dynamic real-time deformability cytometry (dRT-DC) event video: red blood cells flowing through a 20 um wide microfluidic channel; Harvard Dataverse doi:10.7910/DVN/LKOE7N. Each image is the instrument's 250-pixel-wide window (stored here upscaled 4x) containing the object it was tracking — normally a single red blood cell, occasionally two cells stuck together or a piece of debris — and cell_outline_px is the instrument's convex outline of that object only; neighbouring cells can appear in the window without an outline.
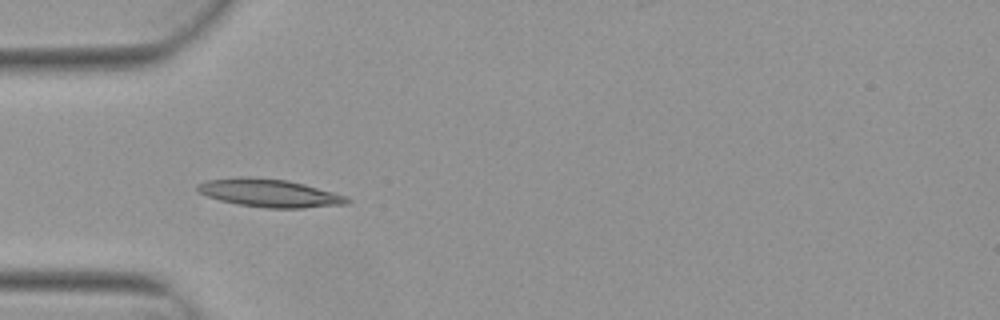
{"species": "Egyptian fruit bat (a non-hibernating species)", "species_latin": "Rousettus aegyptiacus", "temperature_condition": "warm", "stored_images_in_passage": 8, "camera_frame_rate_fps": 3000, "um_per_image_px": 0.085, "animal": {"sex": "female"}, "frame": {"image": 1, "passage_image": 4, "time_ms": 1.0, "image_size_px": [1000, 320], "cell_outline_px": [[352, 200], [348, 204], [304, 208], [264, 208], [240, 204], [220, 200], [208, 196], [200, 192], [196, 188], [196, 184], [204, 180], [236, 176], [248, 176], [288, 180], [304, 184], [348, 196]], "centroid_in_image_um": [22.91, 16.4], "position_along_channel_um": 62.1, "area_um2": 24.68}}
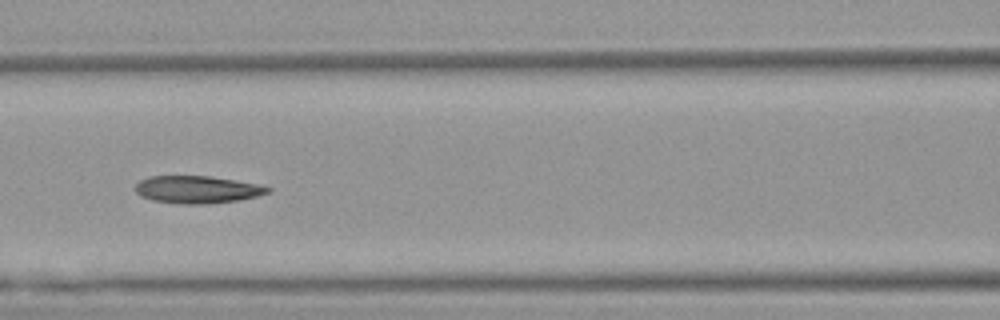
{"frame": {"image": 2, "passage_image": 6, "time_ms": 1.667, "image_size_px": [1000, 320], "cell_outline_px": [[272, 188], [268, 192], [256, 196], [236, 200], [208, 204], [180, 204], [152, 200], [140, 196], [136, 192], [136, 184], [140, 180], [148, 176], [208, 176], [256, 184]], "centroid_in_image_um": [16.7, 16.11], "position_along_channel_um": 149.9, "area_um2": 20.92}}
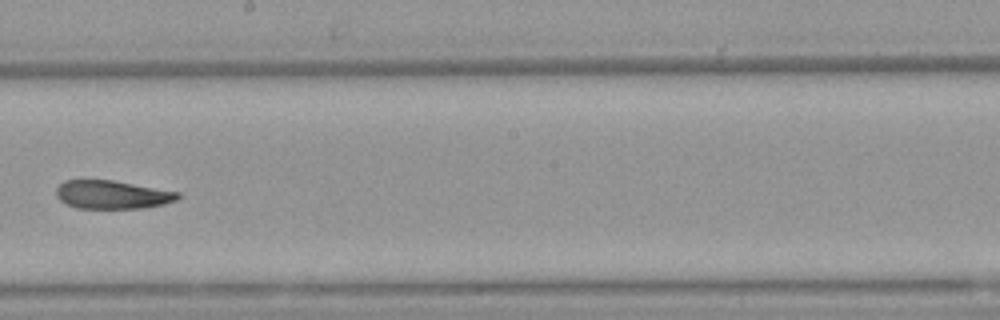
{"frame": {"image": 3, "passage_image": 8, "time_ms": 2.333, "image_size_px": [1000, 320], "cell_outline_px": [[180, 196], [176, 200], [164, 204], [144, 208], [76, 208], [60, 200], [56, 196], [56, 188], [64, 180], [112, 180], [180, 192]], "centroid_in_image_um": [9.54, 16.54], "position_along_channel_um": 238.7, "area_um2": 20.06}}